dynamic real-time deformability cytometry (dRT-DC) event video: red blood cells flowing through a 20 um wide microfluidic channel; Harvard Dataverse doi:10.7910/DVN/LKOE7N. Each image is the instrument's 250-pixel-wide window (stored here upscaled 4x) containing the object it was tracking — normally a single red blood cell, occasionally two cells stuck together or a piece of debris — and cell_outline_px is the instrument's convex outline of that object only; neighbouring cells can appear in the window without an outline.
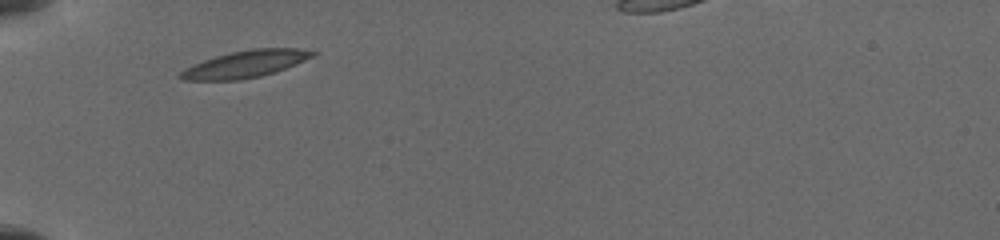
{"species": "common noctule bat (a hibernating species)", "species_latin": "Nyctalus noctula", "temperature_condition": "cold", "stored_images_in_passage": 9, "camera_frame_rate_fps": 3000, "um_per_image_px": 0.085, "animal": {"sex": "female", "body_mass_g": 19.5, "forearm_length_mm": 54.1}, "frame": {"image": 1, "passage_image": 1, "time_ms": 0.0, "image_size_px": [1000, 240], "cell_outline_px": [[320, 52], [296, 64], [276, 72], [260, 76], [240, 80], [184, 80], [176, 76], [184, 68], [192, 64], [216, 56], [232, 52], [252, 48], [296, 48]], "centroid_in_image_um": [20.84, 5.45], "position_along_channel_um": 64.2, "area_um2": 20.81}}